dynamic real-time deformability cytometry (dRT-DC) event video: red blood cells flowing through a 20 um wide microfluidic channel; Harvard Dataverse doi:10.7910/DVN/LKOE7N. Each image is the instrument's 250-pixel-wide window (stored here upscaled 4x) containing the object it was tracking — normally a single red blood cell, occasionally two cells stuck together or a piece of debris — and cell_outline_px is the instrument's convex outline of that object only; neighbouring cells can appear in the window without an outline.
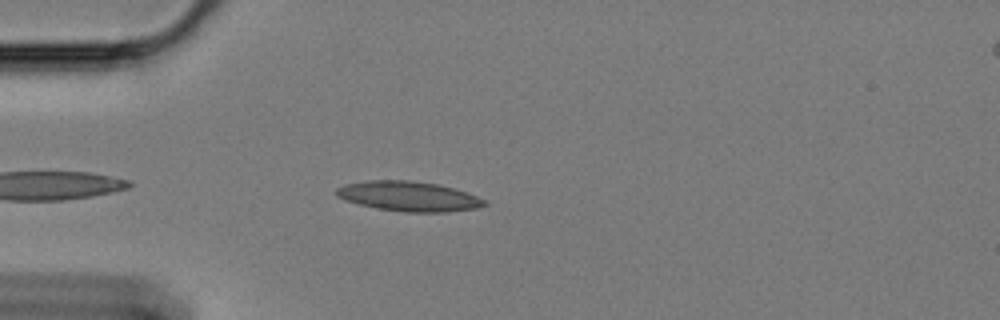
{"species": "Egyptian fruit bat (a non-hibernating species)", "species_latin": "Rousettus aegyptiacus", "temperature_condition": "cold", "stored_images_in_passage": 8, "camera_frame_rate_fps": 3000, "um_per_image_px": 0.085, "animal": {"sex": "female"}, "frame": {"image": 1, "passage_image": 4, "time_ms": 1.0, "image_size_px": [1000, 320], "cell_outline_px": [[488, 204], [476, 208], [444, 212], [408, 212], [376, 208], [344, 200], [336, 196], [336, 188], [348, 184], [368, 180], [408, 180], [440, 184], [468, 192], [488, 200]], "centroid_in_image_um": [34.79, 16.68], "position_along_channel_um": 50.2, "area_um2": 25.84}}